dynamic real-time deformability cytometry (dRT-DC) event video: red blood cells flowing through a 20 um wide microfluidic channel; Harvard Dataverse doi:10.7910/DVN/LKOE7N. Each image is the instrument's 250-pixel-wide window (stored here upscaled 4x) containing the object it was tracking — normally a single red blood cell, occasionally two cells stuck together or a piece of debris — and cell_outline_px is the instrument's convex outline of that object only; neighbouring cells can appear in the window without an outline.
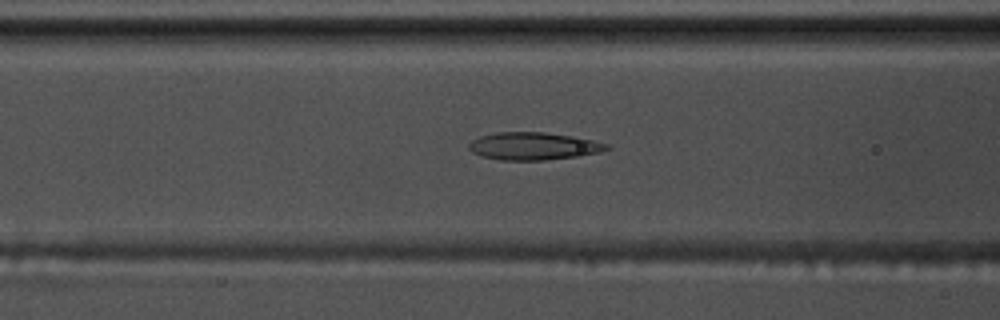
{"species": "common noctule bat (a hibernating species)", "species_latin": "Nyctalus noctula", "temperature_condition": "warm", "stored_images_in_passage": 41, "camera_frame_rate_fps": 3000, "um_per_image_px": 0.085, "animal": {"sex": "male", "body_mass_g": 17.5, "forearm_length_mm": 52.3}, "frame": {"image": 1, "passage_image": 7, "time_ms": 2.0, "image_size_px": [1000, 320], "cell_outline_px": [[612, 148], [600, 152], [580, 156], [544, 160], [500, 160], [484, 156], [472, 152], [468, 148], [468, 144], [472, 140], [480, 136], [496, 132], [544, 132], [572, 136], [592, 140], [608, 144]], "centroid_in_image_um": [45.36, 12.42], "position_along_channel_um": 121.2, "area_um2": 22.14}}
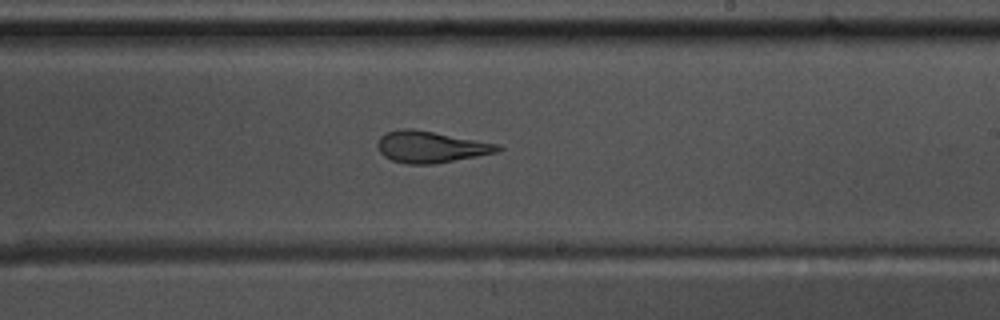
{"frame": {"image": 2, "passage_image": 18, "time_ms": 5.667, "image_size_px": [1000, 320], "cell_outline_px": [[504, 148], [496, 152], [476, 156], [432, 164], [408, 164], [392, 160], [384, 156], [380, 152], [376, 144], [380, 136], [384, 132], [400, 128], [412, 128], [500, 144]], "centroid_in_image_um": [36.57, 12.47], "position_along_channel_um": 252.4, "area_um2": 22.08}}
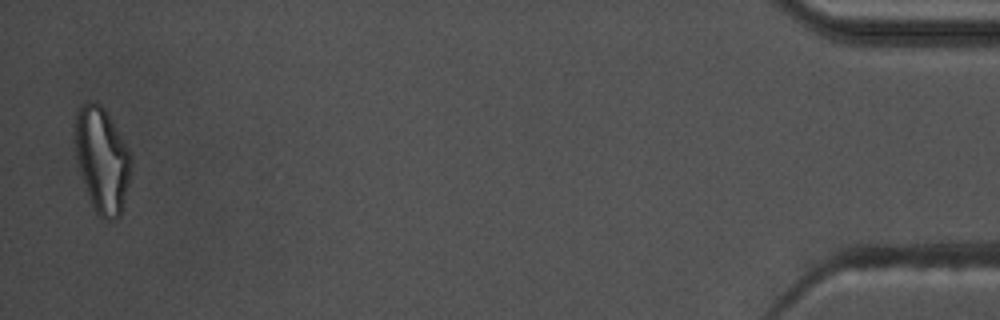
{"frame": {"image": 3, "passage_image": 40, "time_ms": 13.0, "image_size_px": [1000, 320], "cell_outline_px": [[132, 172], [120, 216], [116, 220], [104, 220], [96, 212], [88, 196], [80, 168], [76, 152], [76, 112], [80, 104], [88, 100], [92, 100], [100, 104], [104, 108], [128, 148], [132, 156]], "centroid_in_image_um": [8.71, 13.59], "position_along_channel_um": 426.5, "area_um2": 34.16}, "authors_computed_cell_mechanics": {"area_um2": 22.7154, "velocity_mm_per_s": 3.5839, "shape_relaxation_time_tau1_ms": null, "shape_relaxation_time_tau2_ms": 2.1228, "deformation_change_tau1": null, "deformation_change_tau2": 0.1163}}